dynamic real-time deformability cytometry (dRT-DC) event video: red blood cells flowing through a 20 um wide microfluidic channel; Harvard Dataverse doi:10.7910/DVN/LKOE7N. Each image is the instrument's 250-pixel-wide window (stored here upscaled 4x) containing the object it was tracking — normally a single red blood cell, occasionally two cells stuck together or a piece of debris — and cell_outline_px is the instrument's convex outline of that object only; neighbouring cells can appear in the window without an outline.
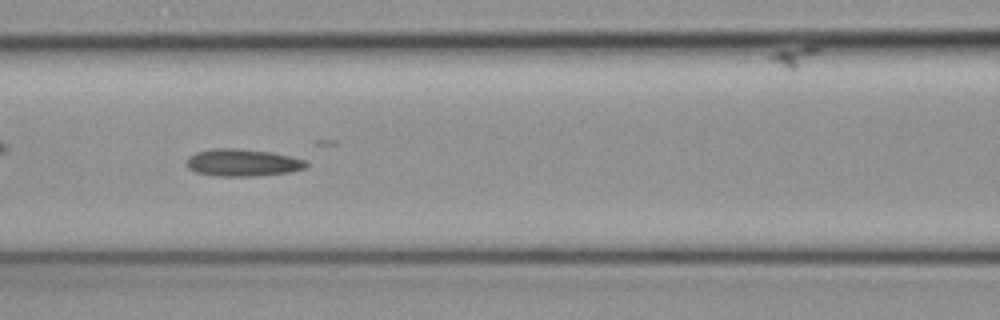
{"species": "common noctule bat (a hibernating species)", "species_latin": "Nyctalus noctula", "temperature_condition": "cold", "stored_images_in_passage": 50, "camera_frame_rate_fps": 3000, "um_per_image_px": 0.085, "animal": {"sex": "female", "body_mass_g": 19.3, "forearm_length_mm": 54.1}, "frame": {"image": 1, "passage_image": 22, "time_ms": 7.0, "image_size_px": [1000, 320], "cell_outline_px": [[308, 164], [304, 168], [288, 172], [256, 176], [216, 176], [196, 172], [188, 168], [188, 156], [196, 152], [212, 148], [232, 148], [268, 152], [288, 156], [304, 160]], "centroid_in_image_um": [20.57, 13.83], "position_along_channel_um": 146.0, "area_um2": 18.67}}
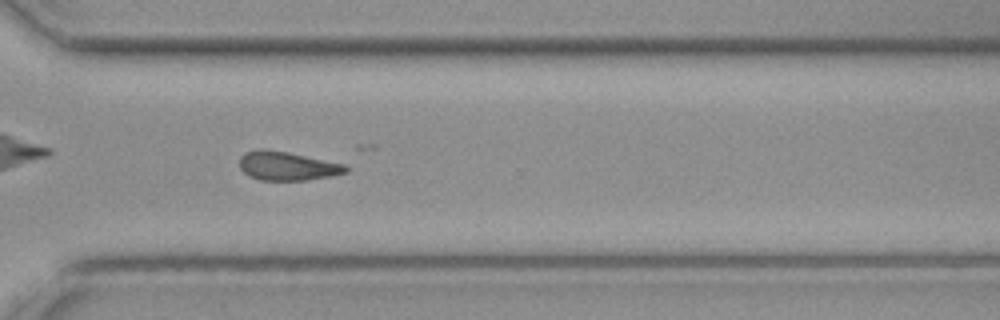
{"frame": {"image": 2, "passage_image": 36, "time_ms": 11.667, "image_size_px": [1000, 320], "cell_outline_px": [[348, 172], [332, 176], [308, 180], [260, 180], [248, 176], [240, 168], [240, 156], [244, 152], [260, 148], [284, 152], [344, 164], [348, 168]], "centroid_in_image_um": [24.38, 14.12], "position_along_channel_um": 346.2, "area_um2": 17.69}}